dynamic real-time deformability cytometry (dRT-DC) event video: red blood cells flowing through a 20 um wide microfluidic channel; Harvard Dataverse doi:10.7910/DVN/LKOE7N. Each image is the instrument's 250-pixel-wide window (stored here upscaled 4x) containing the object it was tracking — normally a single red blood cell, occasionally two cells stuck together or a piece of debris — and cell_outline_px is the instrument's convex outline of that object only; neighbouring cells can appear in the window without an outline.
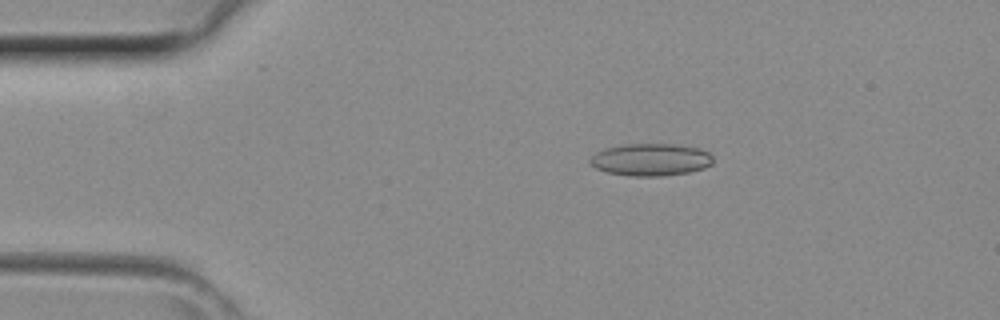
{"species": "common noctule bat (a hibernating species)", "species_latin": "Nyctalus noctula", "temperature_condition": "room temperature", "stored_images_in_passage": 36, "camera_frame_rate_fps": 3000, "um_per_image_px": 0.085, "animal": {"sex": "female", "body_mass_g": 29.2, "forearm_length_mm": 56.3}, "frame": {"image": 1, "passage_image": 6, "time_ms": 1.667, "image_size_px": [1000, 320], "cell_outline_px": [[712, 164], [704, 168], [688, 172], [660, 176], [632, 176], [608, 172], [596, 168], [588, 160], [596, 152], [604, 148], [624, 144], [672, 144], [700, 148], [708, 152], [712, 156]], "centroid_in_image_um": [55.31, 13.56], "position_along_channel_um": 29.7, "area_um2": 23.06}}
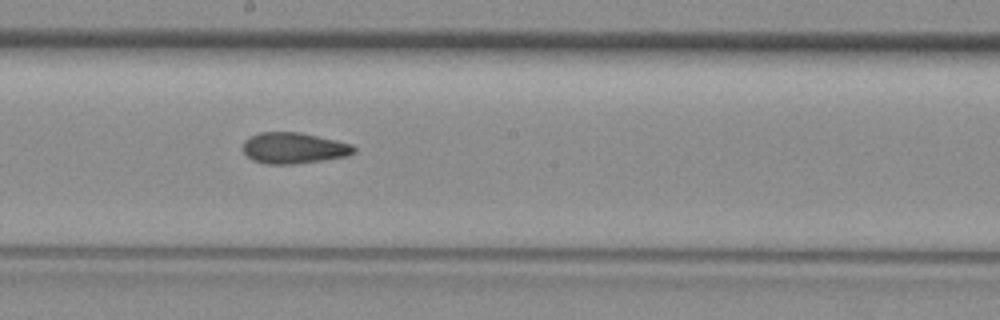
{"frame": {"image": 2, "passage_image": 21, "time_ms": 6.667, "image_size_px": [1000, 320], "cell_outline_px": [[356, 152], [348, 156], [292, 164], [268, 164], [252, 160], [244, 152], [244, 140], [248, 136], [260, 132], [300, 132], [336, 140], [352, 144], [356, 148]], "centroid_in_image_um": [24.97, 12.57], "position_along_channel_um": 223.2, "area_um2": 20.06}}
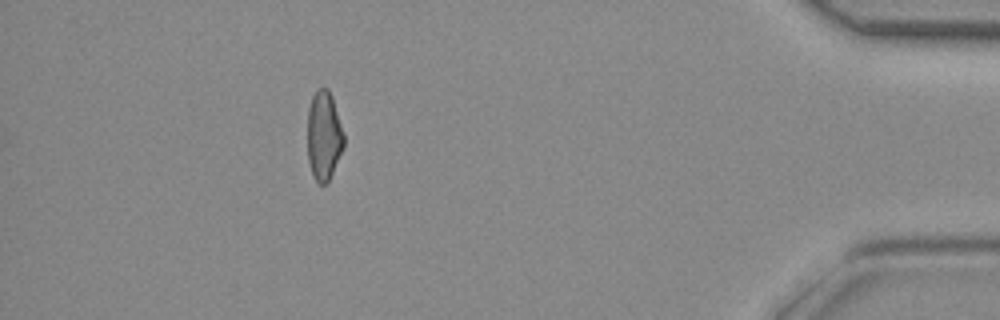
{"frame": {"image": 3, "passage_image": 36, "time_ms": 11.667, "image_size_px": [1000, 320], "cell_outline_px": [[344, 148], [328, 180], [324, 184], [320, 184], [312, 176], [308, 160], [308, 108], [312, 96], [316, 88], [328, 88], [332, 96], [344, 132]], "centroid_in_image_um": [27.53, 11.5], "position_along_channel_um": 407.7, "area_um2": 19.02}}